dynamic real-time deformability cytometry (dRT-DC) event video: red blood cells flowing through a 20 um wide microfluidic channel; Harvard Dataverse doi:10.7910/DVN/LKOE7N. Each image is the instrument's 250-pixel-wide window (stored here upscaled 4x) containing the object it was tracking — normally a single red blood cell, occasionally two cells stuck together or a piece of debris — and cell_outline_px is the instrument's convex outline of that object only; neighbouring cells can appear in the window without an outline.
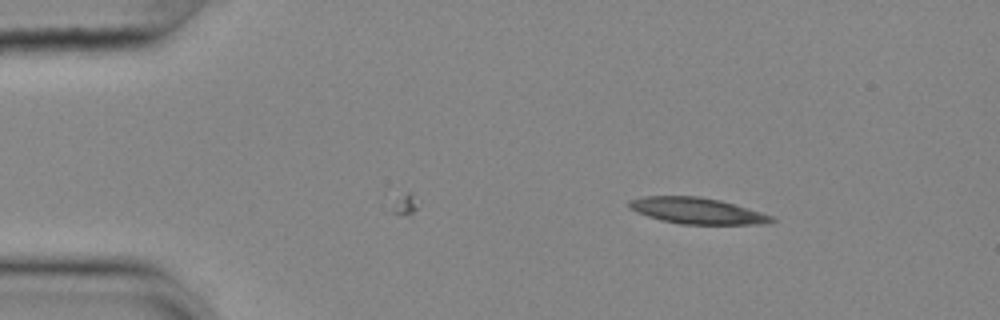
{"species": "common noctule bat (a hibernating species)", "species_latin": "Nyctalus noctula", "temperature_condition": "cold", "stored_images_in_passage": 43, "camera_frame_rate_fps": 3000, "um_per_image_px": 0.085, "animal": {"sex": "female", "body_mass_g": 25.1}, "frame": {"image": 1, "passage_image": 1, "time_ms": 0.0, "image_size_px": [1000, 320], "cell_outline_px": [[776, 220], [768, 224], [680, 224], [660, 220], [636, 212], [628, 208], [628, 200], [644, 196], [700, 196], [720, 200], [776, 216]], "centroid_in_image_um": [59.27, 17.92], "position_along_channel_um": 25.7, "area_um2": 21.96}}
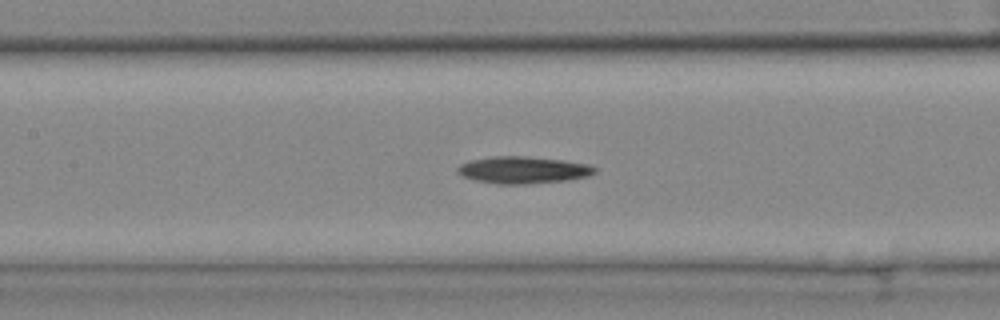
{"frame": {"image": 2, "passage_image": 18, "time_ms": 5.667, "image_size_px": [1000, 320], "cell_outline_px": [[596, 172], [588, 176], [568, 180], [524, 184], [496, 184], [476, 180], [464, 176], [456, 172], [456, 168], [460, 164], [468, 160], [492, 156], [528, 156], [564, 160], [592, 164], [596, 168]], "centroid_in_image_um": [44.47, 14.43], "position_along_channel_um": 162.9, "area_um2": 21.85}}
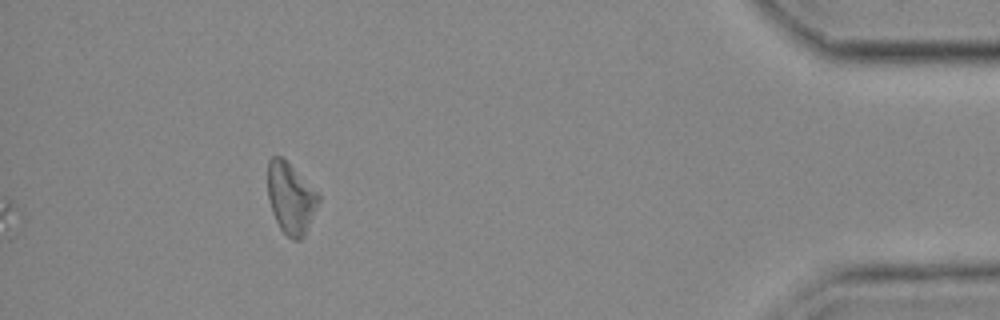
{"frame": {"image": 3, "passage_image": 43, "time_ms": 14.0, "image_size_px": [1000, 320], "cell_outline_px": [[320, 200], [304, 236], [300, 240], [292, 240], [280, 228], [272, 212], [268, 196], [268, 160], [272, 156], [280, 156], [320, 196]], "centroid_in_image_um": [24.69, 16.88], "position_along_channel_um": 410.5, "area_um2": 20.4}, "authors_computed_cell_mechanics": {"area_um2": 20.9236, "velocity_mm_per_s": 3.6337, "shape_relaxation_time_tau1_ms": 8.0709, "shape_relaxation_time_tau2_ms": null, "deformation_change_tau1": 0.1331, "deformation_change_tau2": null}}